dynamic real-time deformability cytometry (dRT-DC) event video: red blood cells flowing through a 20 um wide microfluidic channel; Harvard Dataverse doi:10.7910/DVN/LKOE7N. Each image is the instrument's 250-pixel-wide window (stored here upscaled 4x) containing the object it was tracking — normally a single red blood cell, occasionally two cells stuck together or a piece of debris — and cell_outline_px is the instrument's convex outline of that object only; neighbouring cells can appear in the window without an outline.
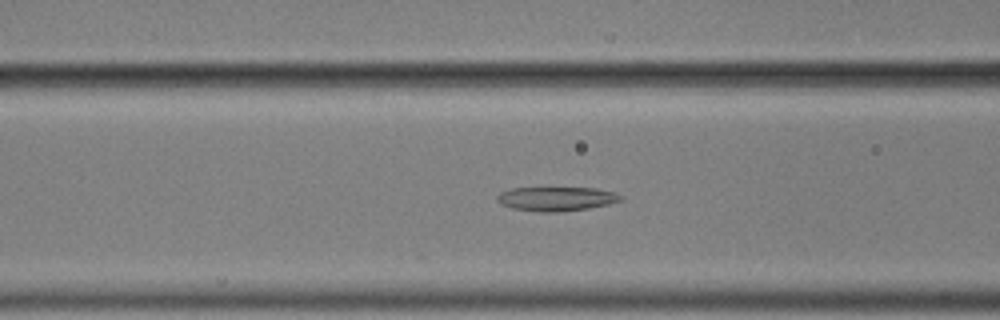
{"species": "common noctule bat (a hibernating species)", "species_latin": "Nyctalus noctula", "temperature_condition": "cold", "stored_images_in_passage": 57, "camera_frame_rate_fps": 3000, "um_per_image_px": 0.085, "animal": {"sex": "male", "body_mass_g": 17.9}, "frame": {"image": 1, "passage_image": 22, "time_ms": 7.0, "image_size_px": [1000, 320], "cell_outline_px": [[624, 196], [620, 200], [608, 204], [588, 208], [556, 212], [540, 212], [512, 208], [500, 204], [496, 200], [496, 196], [500, 192], [508, 188], [596, 188], [612, 192]], "centroid_in_image_um": [47.23, 16.89], "position_along_channel_um": 119.4, "area_um2": 17.34}}
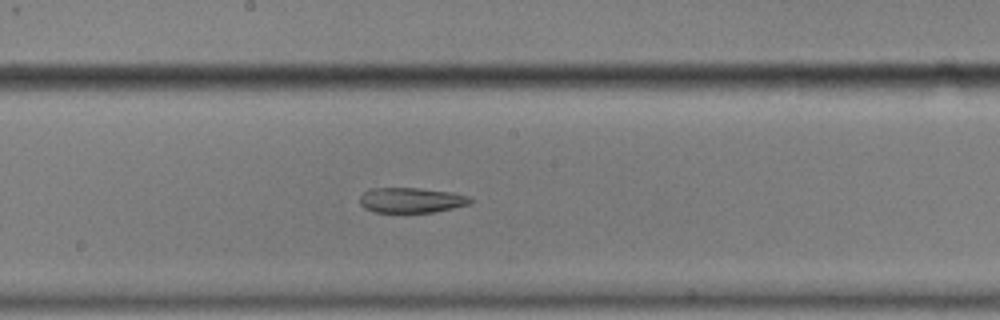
{"frame": {"image": 2, "passage_image": 30, "time_ms": 9.667, "image_size_px": [1000, 320], "cell_outline_px": [[472, 204], [436, 212], [372, 212], [364, 208], [360, 204], [360, 196], [364, 192], [372, 188], [420, 188], [452, 192], [468, 196], [472, 200]], "centroid_in_image_um": [34.98, 17.02], "position_along_channel_um": 213.2, "area_um2": 16.36}}
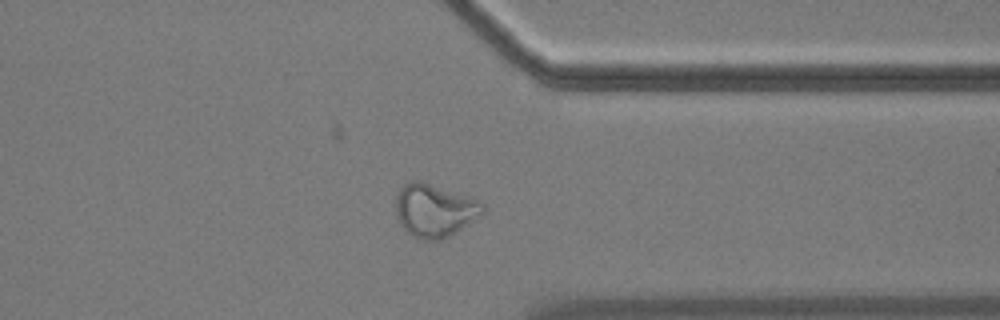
{"frame": {"image": 3, "passage_image": 44, "time_ms": 14.333, "image_size_px": [1000, 320], "cell_outline_px": [[484, 212], [468, 224], [448, 236], [440, 240], [424, 240], [412, 236], [400, 224], [396, 212], [396, 196], [400, 188], [408, 180], [420, 180], [472, 196], [484, 204]], "centroid_in_image_um": [36.93, 17.85], "position_along_channel_um": 374.5, "area_um2": 27.05}, "authors_computed_cell_mechanics": {"area_um2": 19.8832, "velocity_mm_per_s": 3.5152, "shape_relaxation_time_tau1_ms": null, "shape_relaxation_time_tau2_ms": 5.0533, "deformation_change_tau1": null, "deformation_change_tau2": 0.1321}}